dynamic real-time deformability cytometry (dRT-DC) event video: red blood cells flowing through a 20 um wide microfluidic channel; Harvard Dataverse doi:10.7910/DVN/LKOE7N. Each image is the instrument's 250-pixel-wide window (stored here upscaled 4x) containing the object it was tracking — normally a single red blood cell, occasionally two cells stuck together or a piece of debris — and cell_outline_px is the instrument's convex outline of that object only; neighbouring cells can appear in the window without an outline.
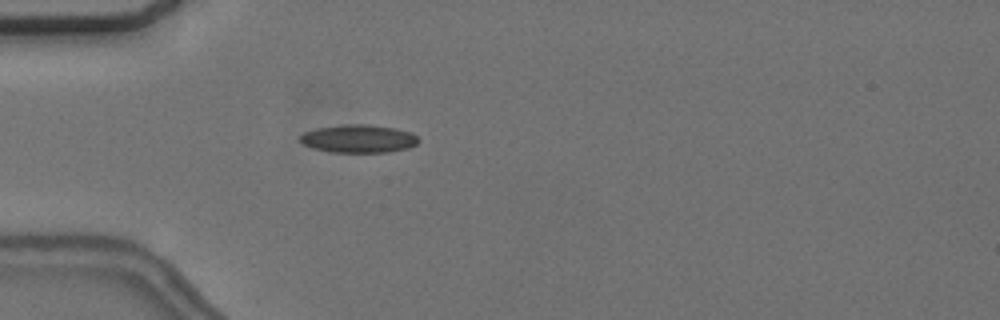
{"species": "common noctule bat (a hibernating species)", "species_latin": "Nyctalus noctula", "temperature_condition": "cold", "stored_images_in_passage": 5, "camera_frame_rate_fps": 3000, "um_per_image_px": 0.085, "animal": {"sex": "female", "body_mass_g": 24.6, "forearm_length_mm": 56.2}, "frame": {"image": 1, "passage_image": 5, "time_ms": 5.333, "image_size_px": [1000, 320], "cell_outline_px": [[420, 140], [416, 144], [408, 148], [388, 152], [328, 152], [312, 148], [304, 144], [300, 140], [300, 136], [304, 132], [316, 128], [344, 124], [368, 124], [396, 128], [412, 132]], "centroid_in_image_um": [30.49, 11.78], "position_along_channel_um": 54.5, "area_um2": 19.48}}